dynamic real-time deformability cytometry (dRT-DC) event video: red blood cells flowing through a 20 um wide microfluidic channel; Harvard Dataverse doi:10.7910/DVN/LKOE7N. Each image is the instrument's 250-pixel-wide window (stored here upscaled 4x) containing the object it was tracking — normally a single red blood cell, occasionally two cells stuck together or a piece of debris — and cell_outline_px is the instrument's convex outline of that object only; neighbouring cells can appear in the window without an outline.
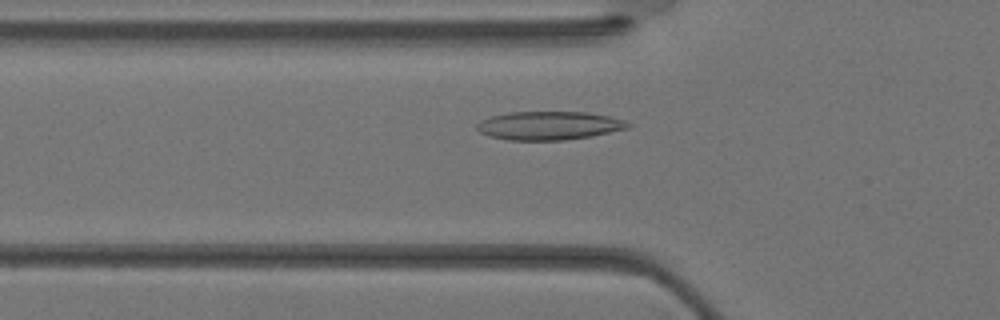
{"species": "Egyptian fruit bat (a non-hibernating species)", "species_latin": "Rousettus aegyptiacus", "temperature_condition": "warm", "stored_images_in_passage": 35, "camera_frame_rate_fps": 3000, "um_per_image_px": 0.085, "animal": {"sex": "female"}, "frame": {"image": 1, "passage_image": 11, "time_ms": 3.333, "image_size_px": [1000, 320], "cell_outline_px": [[632, 124], [628, 128], [592, 136], [564, 140], [508, 140], [488, 136], [480, 132], [476, 128], [476, 124], [480, 120], [492, 116], [508, 112], [588, 112], [608, 116], [624, 120]], "centroid_in_image_um": [46.65, 10.67], "position_along_channel_um": 79.2, "area_um2": 25.14}}
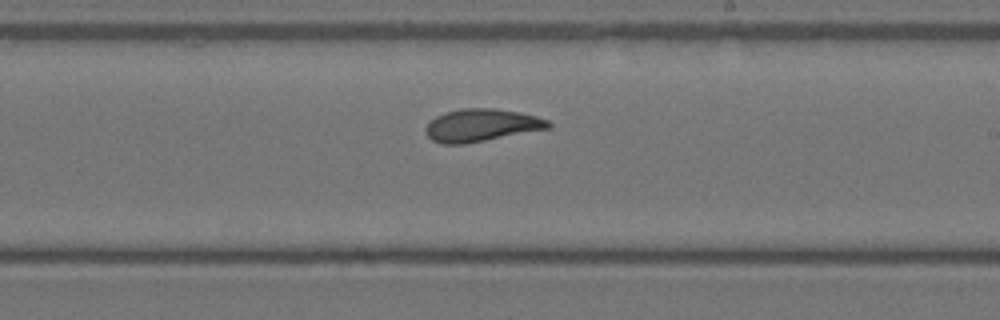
{"frame": {"image": 2, "passage_image": 20, "time_ms": 6.333, "image_size_px": [1000, 320], "cell_outline_px": [[552, 128], [464, 144], [440, 144], [432, 140], [424, 132], [424, 128], [436, 116], [444, 112], [464, 108], [492, 108], [520, 112], [536, 116], [548, 120], [552, 124]], "centroid_in_image_um": [40.92, 10.65], "position_along_channel_um": 248.1, "area_um2": 23.41}}
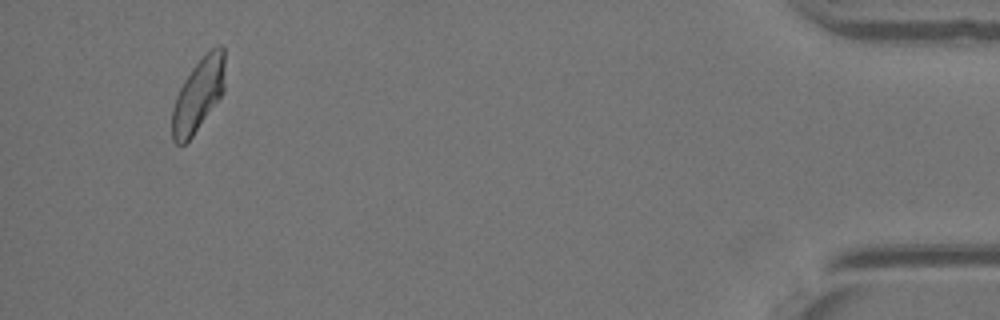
{"frame": {"image": 3, "passage_image": 33, "time_ms": 10.667, "image_size_px": [1000, 320], "cell_outline_px": [[224, 92], [192, 136], [184, 144], [176, 144], [172, 140], [172, 108], [176, 96], [184, 80], [192, 68], [212, 48], [220, 44], [224, 48]], "centroid_in_image_um": [16.85, 8.07], "position_along_channel_um": 418.4, "area_um2": 22.2}}